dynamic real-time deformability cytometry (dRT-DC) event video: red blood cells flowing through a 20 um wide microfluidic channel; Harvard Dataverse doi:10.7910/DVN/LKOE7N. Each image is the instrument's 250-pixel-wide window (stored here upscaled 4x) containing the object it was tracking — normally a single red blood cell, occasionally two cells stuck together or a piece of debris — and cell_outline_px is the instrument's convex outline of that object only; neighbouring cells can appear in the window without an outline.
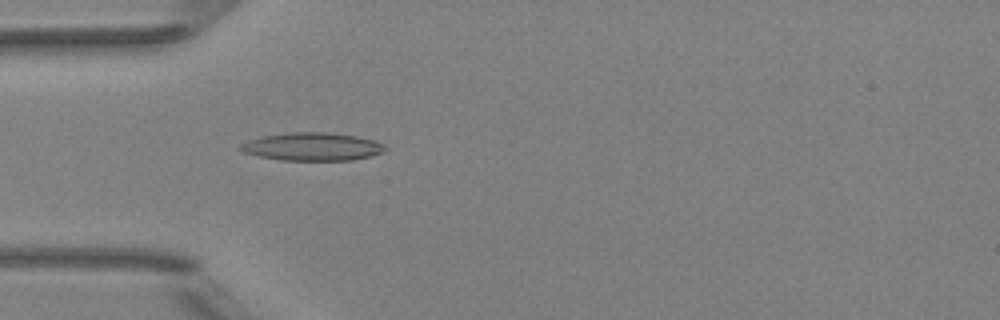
{"species": "Egyptian fruit bat (a non-hibernating species)", "species_latin": "Rousettus aegyptiacus", "temperature_condition": "room temperature", "stored_images_in_passage": 44, "camera_frame_rate_fps": 3000, "um_per_image_px": 0.085, "animal": {"sex": "female"}, "frame": {"image": 1, "passage_image": 9, "time_ms": 2.667, "image_size_px": [1000, 320], "cell_outline_px": [[388, 148], [384, 152], [372, 156], [352, 160], [280, 160], [260, 156], [244, 152], [240, 148], [240, 144], [248, 140], [264, 136], [292, 132], [328, 132], [356, 136], [372, 140], [384, 144]], "centroid_in_image_um": [26.59, 12.47], "position_along_channel_um": 58.4, "area_um2": 23.52}}
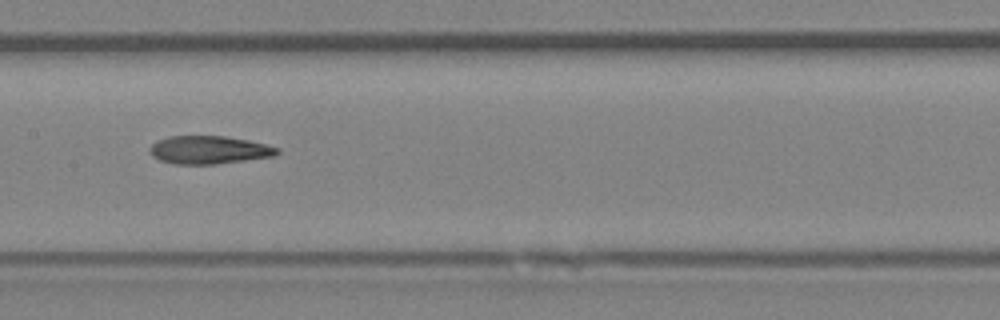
{"frame": {"image": 2, "passage_image": 19, "time_ms": 6.0, "image_size_px": [1000, 320], "cell_outline_px": [[280, 152], [272, 156], [216, 164], [172, 164], [160, 160], [152, 156], [148, 152], [148, 148], [156, 140], [172, 136], [224, 136], [248, 140], [280, 148]], "centroid_in_image_um": [17.71, 12.74], "position_along_channel_um": 189.7, "area_um2": 20.81}}
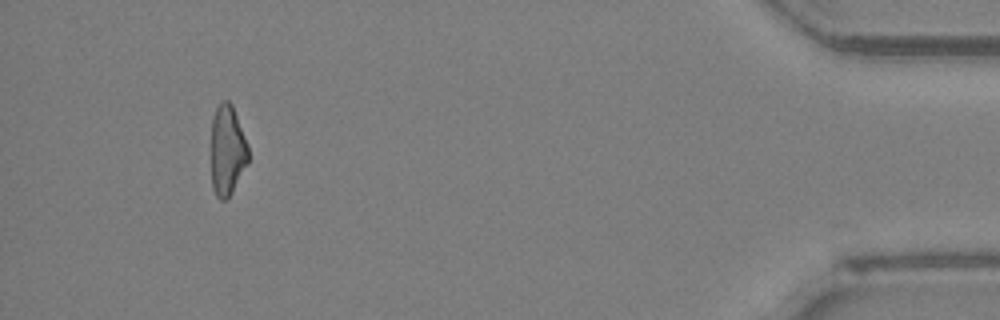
{"frame": {"image": 3, "passage_image": 41, "time_ms": 13.333, "image_size_px": [1000, 320], "cell_outline_px": [[248, 164], [232, 192], [224, 200], [220, 200], [216, 196], [212, 188], [212, 120], [216, 108], [220, 100], [228, 100], [232, 104], [248, 144]], "centroid_in_image_um": [19.33, 12.77], "position_along_channel_um": 415.9, "area_um2": 19.59}, "authors_computed_cell_mechanics": {"area_um2": 20.808, "velocity_mm_per_s": 4.0421, "shape_relaxation_time_tau1_ms": null, "shape_relaxation_time_tau2_ms": 5.731, "deformation_change_tau1": null, "deformation_change_tau2": 0.1681}}